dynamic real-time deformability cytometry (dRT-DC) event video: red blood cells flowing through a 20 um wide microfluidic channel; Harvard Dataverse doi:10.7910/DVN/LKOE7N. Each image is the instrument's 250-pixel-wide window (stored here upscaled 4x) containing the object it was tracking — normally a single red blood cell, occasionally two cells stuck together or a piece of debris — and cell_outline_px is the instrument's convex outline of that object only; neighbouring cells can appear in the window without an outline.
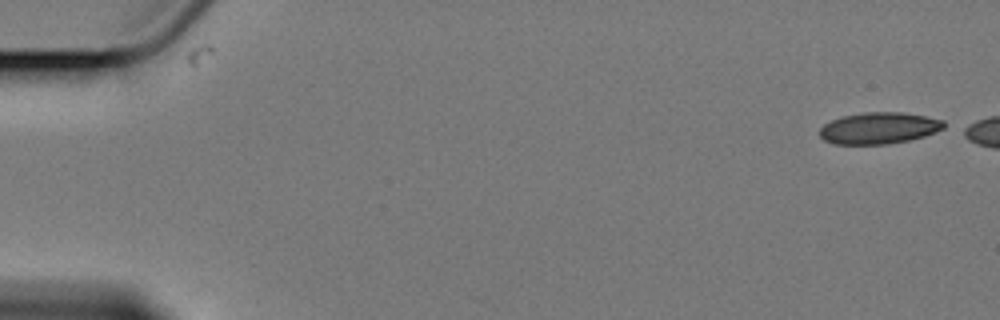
{"species": "Egyptian fruit bat (a non-hibernating species)", "species_latin": "Rousettus aegyptiacus", "temperature_condition": "cold", "stored_images_in_passage": 5, "camera_frame_rate_fps": 3000, "um_per_image_px": 0.085, "animal": {"sex": "female"}, "frame": {"image": 1, "passage_image": 1, "time_ms": 0.0, "image_size_px": [1000, 320], "cell_outline_px": [[944, 128], [924, 136], [908, 140], [888, 144], [836, 144], [824, 140], [820, 136], [820, 128], [824, 124], [832, 120], [844, 116], [864, 112], [900, 112], [924, 116], [944, 120]], "centroid_in_image_um": [74.7, 10.89], "position_along_channel_um": 10.3, "area_um2": 22.6}}